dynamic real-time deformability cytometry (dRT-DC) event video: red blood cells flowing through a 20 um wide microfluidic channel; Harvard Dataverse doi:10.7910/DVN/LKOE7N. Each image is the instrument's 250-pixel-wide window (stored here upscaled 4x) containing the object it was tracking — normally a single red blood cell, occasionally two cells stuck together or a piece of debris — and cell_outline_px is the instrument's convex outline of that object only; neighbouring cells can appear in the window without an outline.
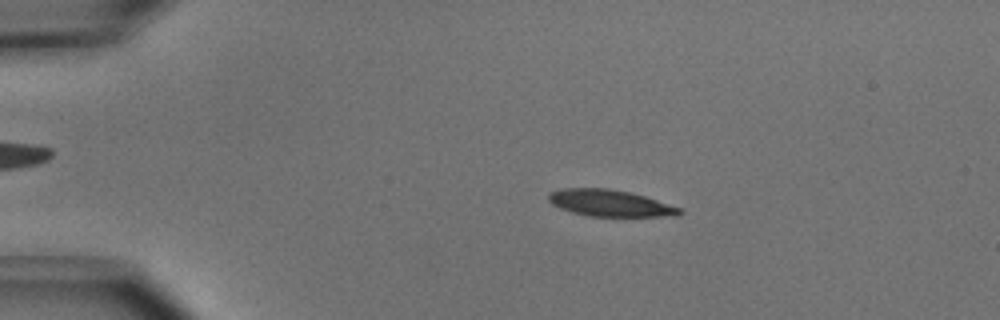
{"species": "common noctule bat (a hibernating species)", "species_latin": "Nyctalus noctula", "temperature_condition": "cold", "stored_images_in_passage": 51, "camera_frame_rate_fps": 3000, "um_per_image_px": 0.085, "animal": {"sex": "male", "body_mass_g": 15.6}, "frame": {"image": 1, "passage_image": 10, "time_ms": 3.0, "image_size_px": [1000, 320], "cell_outline_px": [[684, 212], [676, 216], [592, 216], [572, 212], [560, 208], [552, 204], [548, 200], [548, 192], [564, 188], [612, 188], [644, 196], [680, 208]], "centroid_in_image_um": [51.82, 17.26], "position_along_channel_um": 33.2, "area_um2": 20.17}}
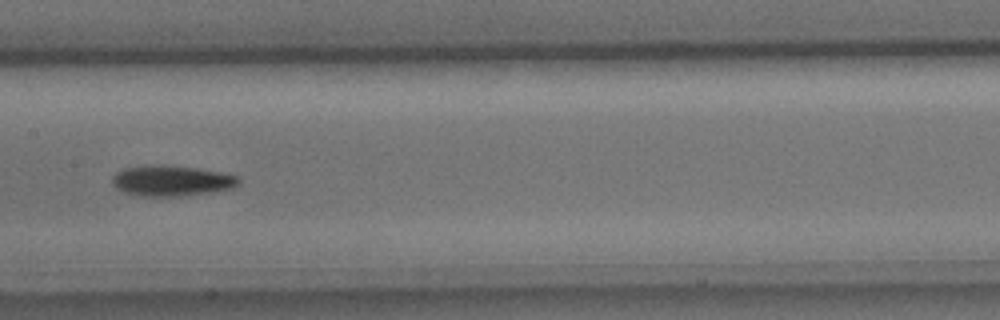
{"frame": {"image": 2, "passage_image": 26, "time_ms": 8.333, "image_size_px": [1000, 320], "cell_outline_px": [[240, 180], [232, 188], [208, 192], [180, 196], [144, 196], [124, 192], [116, 188], [112, 184], [112, 176], [116, 172], [124, 168], [164, 164], [196, 168], [220, 172], [240, 176]], "centroid_in_image_um": [14.56, 15.35], "position_along_channel_um": 192.8, "area_um2": 22.37}}
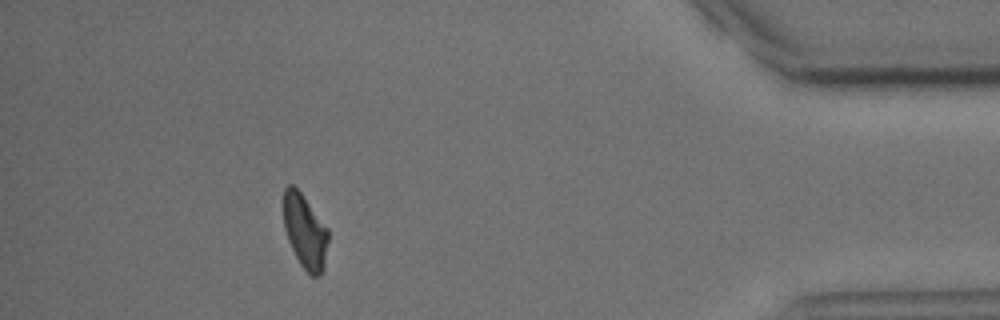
{"frame": {"image": 3, "passage_image": 46, "time_ms": 15.0, "image_size_px": [1000, 320], "cell_outline_px": [[328, 240], [324, 272], [316, 276], [312, 276], [300, 264], [288, 240], [284, 228], [284, 188], [288, 184], [292, 184], [300, 192], [328, 228]], "centroid_in_image_um": [25.93, 19.68], "position_along_channel_um": 409.3, "area_um2": 19.19}, "authors_computed_cell_mechanics": {"area_um2": 20.6924, "velocity_mm_per_s": 3.9627, "shape_relaxation_time_tau1_ms": 2.3071, "shape_relaxation_time_tau2_ms": null, "deformation_change_tau1": 0.132, "deformation_change_tau2": null}}